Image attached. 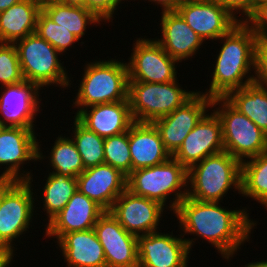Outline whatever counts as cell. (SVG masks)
Instances as JSON below:
<instances>
[{"instance_id":"836d02e7","label":"cell","mask_w":267,"mask_h":267,"mask_svg":"<svg viewBox=\"0 0 267 267\" xmlns=\"http://www.w3.org/2000/svg\"><path fill=\"white\" fill-rule=\"evenodd\" d=\"M23 80L15 45L13 43H0L1 86L18 84Z\"/></svg>"},{"instance_id":"f546056e","label":"cell","mask_w":267,"mask_h":267,"mask_svg":"<svg viewBox=\"0 0 267 267\" xmlns=\"http://www.w3.org/2000/svg\"><path fill=\"white\" fill-rule=\"evenodd\" d=\"M48 155H50L47 156L50 163L48 165H51L52 172L78 177L85 170L82 157L70 136L63 137L62 134L58 136Z\"/></svg>"},{"instance_id":"277c9868","label":"cell","mask_w":267,"mask_h":267,"mask_svg":"<svg viewBox=\"0 0 267 267\" xmlns=\"http://www.w3.org/2000/svg\"><path fill=\"white\" fill-rule=\"evenodd\" d=\"M241 162L228 152L204 158L188 169L187 197L221 202L229 189L241 194Z\"/></svg>"},{"instance_id":"8992f818","label":"cell","mask_w":267,"mask_h":267,"mask_svg":"<svg viewBox=\"0 0 267 267\" xmlns=\"http://www.w3.org/2000/svg\"><path fill=\"white\" fill-rule=\"evenodd\" d=\"M13 44L24 80L37 84L42 90L45 89L43 87L52 85L61 90L71 87L70 79L73 78L68 76L64 62L58 57L63 55L37 33L34 32Z\"/></svg>"},{"instance_id":"7c38bea8","label":"cell","mask_w":267,"mask_h":267,"mask_svg":"<svg viewBox=\"0 0 267 267\" xmlns=\"http://www.w3.org/2000/svg\"><path fill=\"white\" fill-rule=\"evenodd\" d=\"M213 98L197 91L172 113L154 120L165 149L172 156L186 136L210 110Z\"/></svg>"},{"instance_id":"52a82bcc","label":"cell","mask_w":267,"mask_h":267,"mask_svg":"<svg viewBox=\"0 0 267 267\" xmlns=\"http://www.w3.org/2000/svg\"><path fill=\"white\" fill-rule=\"evenodd\" d=\"M33 179L28 181L0 180V246L15 252L14 244L20 236L29 232L33 222L34 201ZM34 194V195H33ZM35 197V198H34ZM14 243V244H13Z\"/></svg>"},{"instance_id":"74e56055","label":"cell","mask_w":267,"mask_h":267,"mask_svg":"<svg viewBox=\"0 0 267 267\" xmlns=\"http://www.w3.org/2000/svg\"><path fill=\"white\" fill-rule=\"evenodd\" d=\"M224 7L239 22L245 20L254 12V0H215ZM239 14V16H237ZM242 17H241V16ZM240 17V19L238 18Z\"/></svg>"},{"instance_id":"7402d4cb","label":"cell","mask_w":267,"mask_h":267,"mask_svg":"<svg viewBox=\"0 0 267 267\" xmlns=\"http://www.w3.org/2000/svg\"><path fill=\"white\" fill-rule=\"evenodd\" d=\"M75 118L88 130L104 138L127 132L134 122L129 100L89 106Z\"/></svg>"},{"instance_id":"4fadbf2b","label":"cell","mask_w":267,"mask_h":267,"mask_svg":"<svg viewBox=\"0 0 267 267\" xmlns=\"http://www.w3.org/2000/svg\"><path fill=\"white\" fill-rule=\"evenodd\" d=\"M165 209L159 202L126 189L109 212L126 231L138 237L158 231Z\"/></svg>"},{"instance_id":"ba28073f","label":"cell","mask_w":267,"mask_h":267,"mask_svg":"<svg viewBox=\"0 0 267 267\" xmlns=\"http://www.w3.org/2000/svg\"><path fill=\"white\" fill-rule=\"evenodd\" d=\"M212 108L221 122L225 152L242 162L267 151V134L224 97L213 98Z\"/></svg>"},{"instance_id":"d6986e66","label":"cell","mask_w":267,"mask_h":267,"mask_svg":"<svg viewBox=\"0 0 267 267\" xmlns=\"http://www.w3.org/2000/svg\"><path fill=\"white\" fill-rule=\"evenodd\" d=\"M106 211L77 190L65 207L46 223L44 237L57 239L66 233L92 229Z\"/></svg>"},{"instance_id":"f1b7e54d","label":"cell","mask_w":267,"mask_h":267,"mask_svg":"<svg viewBox=\"0 0 267 267\" xmlns=\"http://www.w3.org/2000/svg\"><path fill=\"white\" fill-rule=\"evenodd\" d=\"M43 185V194L40 193L43 202V211L48 222L55 217L67 204L73 194L78 190L77 177H68L57 172H50Z\"/></svg>"},{"instance_id":"6da1fadb","label":"cell","mask_w":267,"mask_h":267,"mask_svg":"<svg viewBox=\"0 0 267 267\" xmlns=\"http://www.w3.org/2000/svg\"><path fill=\"white\" fill-rule=\"evenodd\" d=\"M248 211L246 207L229 210L223 208L220 202H202L186 196L173 214L179 220L180 231L184 232L181 235H194L191 239L184 237L190 251L199 237L202 243L205 239L215 247L216 252L229 263L241 245L250 240V234L257 225Z\"/></svg>"},{"instance_id":"4dcf8cb0","label":"cell","mask_w":267,"mask_h":267,"mask_svg":"<svg viewBox=\"0 0 267 267\" xmlns=\"http://www.w3.org/2000/svg\"><path fill=\"white\" fill-rule=\"evenodd\" d=\"M71 138L82 157L84 169L104 163V137L88 130L75 117Z\"/></svg>"},{"instance_id":"1f68e13d","label":"cell","mask_w":267,"mask_h":267,"mask_svg":"<svg viewBox=\"0 0 267 267\" xmlns=\"http://www.w3.org/2000/svg\"><path fill=\"white\" fill-rule=\"evenodd\" d=\"M35 33L50 43L62 55L67 53L66 51H69L74 43L80 41L68 29L53 22L42 10L38 15Z\"/></svg>"},{"instance_id":"b9f144b4","label":"cell","mask_w":267,"mask_h":267,"mask_svg":"<svg viewBox=\"0 0 267 267\" xmlns=\"http://www.w3.org/2000/svg\"><path fill=\"white\" fill-rule=\"evenodd\" d=\"M23 0H0V12Z\"/></svg>"},{"instance_id":"d6a6232c","label":"cell","mask_w":267,"mask_h":267,"mask_svg":"<svg viewBox=\"0 0 267 267\" xmlns=\"http://www.w3.org/2000/svg\"><path fill=\"white\" fill-rule=\"evenodd\" d=\"M104 163L128 176L132 172V159L128 131L104 139Z\"/></svg>"},{"instance_id":"d590c367","label":"cell","mask_w":267,"mask_h":267,"mask_svg":"<svg viewBox=\"0 0 267 267\" xmlns=\"http://www.w3.org/2000/svg\"><path fill=\"white\" fill-rule=\"evenodd\" d=\"M123 1L126 0H86V8L94 12L105 23H110L113 21L112 18H114L113 15L118 5Z\"/></svg>"},{"instance_id":"7bdbcfd3","label":"cell","mask_w":267,"mask_h":267,"mask_svg":"<svg viewBox=\"0 0 267 267\" xmlns=\"http://www.w3.org/2000/svg\"><path fill=\"white\" fill-rule=\"evenodd\" d=\"M245 267H267V260L255 261L250 262L245 265Z\"/></svg>"},{"instance_id":"5b68a950","label":"cell","mask_w":267,"mask_h":267,"mask_svg":"<svg viewBox=\"0 0 267 267\" xmlns=\"http://www.w3.org/2000/svg\"><path fill=\"white\" fill-rule=\"evenodd\" d=\"M187 182L188 170L170 157L161 164L132 171L127 176V189L135 195L159 202L172 213L187 196Z\"/></svg>"},{"instance_id":"83f0119b","label":"cell","mask_w":267,"mask_h":267,"mask_svg":"<svg viewBox=\"0 0 267 267\" xmlns=\"http://www.w3.org/2000/svg\"><path fill=\"white\" fill-rule=\"evenodd\" d=\"M241 196L267 209V151L241 162Z\"/></svg>"},{"instance_id":"cb8c5ba5","label":"cell","mask_w":267,"mask_h":267,"mask_svg":"<svg viewBox=\"0 0 267 267\" xmlns=\"http://www.w3.org/2000/svg\"><path fill=\"white\" fill-rule=\"evenodd\" d=\"M57 245L68 267H107L103 246L93 228L66 233Z\"/></svg>"},{"instance_id":"603a6c76","label":"cell","mask_w":267,"mask_h":267,"mask_svg":"<svg viewBox=\"0 0 267 267\" xmlns=\"http://www.w3.org/2000/svg\"><path fill=\"white\" fill-rule=\"evenodd\" d=\"M128 141L132 171L161 164L172 157L151 122L134 121L128 129Z\"/></svg>"},{"instance_id":"8d00e7d4","label":"cell","mask_w":267,"mask_h":267,"mask_svg":"<svg viewBox=\"0 0 267 267\" xmlns=\"http://www.w3.org/2000/svg\"><path fill=\"white\" fill-rule=\"evenodd\" d=\"M244 23L257 38H267V3L260 4Z\"/></svg>"},{"instance_id":"5bb4252c","label":"cell","mask_w":267,"mask_h":267,"mask_svg":"<svg viewBox=\"0 0 267 267\" xmlns=\"http://www.w3.org/2000/svg\"><path fill=\"white\" fill-rule=\"evenodd\" d=\"M0 87L3 91L0 92L1 122L10 127L35 128L37 113L43 110L40 109L42 99L39 98L42 88L27 80Z\"/></svg>"},{"instance_id":"4316f807","label":"cell","mask_w":267,"mask_h":267,"mask_svg":"<svg viewBox=\"0 0 267 267\" xmlns=\"http://www.w3.org/2000/svg\"><path fill=\"white\" fill-rule=\"evenodd\" d=\"M267 134V88L251 83L224 97Z\"/></svg>"},{"instance_id":"7a4b0ae2","label":"cell","mask_w":267,"mask_h":267,"mask_svg":"<svg viewBox=\"0 0 267 267\" xmlns=\"http://www.w3.org/2000/svg\"><path fill=\"white\" fill-rule=\"evenodd\" d=\"M257 39L244 22L221 36L218 40L222 46L215 56L209 89L199 92L211 98L225 97L229 92L253 83Z\"/></svg>"},{"instance_id":"3957f363","label":"cell","mask_w":267,"mask_h":267,"mask_svg":"<svg viewBox=\"0 0 267 267\" xmlns=\"http://www.w3.org/2000/svg\"><path fill=\"white\" fill-rule=\"evenodd\" d=\"M84 66L77 95L73 97L75 102L72 100V106L78 109L74 117L83 108L92 105L129 100V75L126 62L110 57L109 60L100 59Z\"/></svg>"},{"instance_id":"e0dca14e","label":"cell","mask_w":267,"mask_h":267,"mask_svg":"<svg viewBox=\"0 0 267 267\" xmlns=\"http://www.w3.org/2000/svg\"><path fill=\"white\" fill-rule=\"evenodd\" d=\"M93 230L103 246L107 267H138V237L106 211Z\"/></svg>"},{"instance_id":"60d3db41","label":"cell","mask_w":267,"mask_h":267,"mask_svg":"<svg viewBox=\"0 0 267 267\" xmlns=\"http://www.w3.org/2000/svg\"><path fill=\"white\" fill-rule=\"evenodd\" d=\"M65 5L86 8V0H57Z\"/></svg>"},{"instance_id":"484cf974","label":"cell","mask_w":267,"mask_h":267,"mask_svg":"<svg viewBox=\"0 0 267 267\" xmlns=\"http://www.w3.org/2000/svg\"><path fill=\"white\" fill-rule=\"evenodd\" d=\"M42 11L53 22L68 29L79 40L85 35L87 27L91 24L93 26L98 24L99 26L104 22L87 8L65 5L57 0H49L43 3Z\"/></svg>"},{"instance_id":"ab89813d","label":"cell","mask_w":267,"mask_h":267,"mask_svg":"<svg viewBox=\"0 0 267 267\" xmlns=\"http://www.w3.org/2000/svg\"><path fill=\"white\" fill-rule=\"evenodd\" d=\"M14 255L15 253L12 252L10 249L0 246V267H10Z\"/></svg>"},{"instance_id":"ac0fdd59","label":"cell","mask_w":267,"mask_h":267,"mask_svg":"<svg viewBox=\"0 0 267 267\" xmlns=\"http://www.w3.org/2000/svg\"><path fill=\"white\" fill-rule=\"evenodd\" d=\"M224 151L222 126L216 113H206L172 155L187 170L194 164Z\"/></svg>"},{"instance_id":"ffe728a7","label":"cell","mask_w":267,"mask_h":267,"mask_svg":"<svg viewBox=\"0 0 267 267\" xmlns=\"http://www.w3.org/2000/svg\"><path fill=\"white\" fill-rule=\"evenodd\" d=\"M78 190L109 211L116 199L127 189V176L109 164L85 169L77 177Z\"/></svg>"},{"instance_id":"8fae6325","label":"cell","mask_w":267,"mask_h":267,"mask_svg":"<svg viewBox=\"0 0 267 267\" xmlns=\"http://www.w3.org/2000/svg\"><path fill=\"white\" fill-rule=\"evenodd\" d=\"M131 57L126 62L129 81L168 83L177 80L178 61L173 59L155 40L137 38ZM177 64V65H176Z\"/></svg>"},{"instance_id":"9a60e30c","label":"cell","mask_w":267,"mask_h":267,"mask_svg":"<svg viewBox=\"0 0 267 267\" xmlns=\"http://www.w3.org/2000/svg\"><path fill=\"white\" fill-rule=\"evenodd\" d=\"M175 11L203 42L217 41L239 23L215 0H185Z\"/></svg>"},{"instance_id":"9c48e42d","label":"cell","mask_w":267,"mask_h":267,"mask_svg":"<svg viewBox=\"0 0 267 267\" xmlns=\"http://www.w3.org/2000/svg\"><path fill=\"white\" fill-rule=\"evenodd\" d=\"M196 92L183 89L178 79L168 83L129 81L131 116L136 122L152 123L182 106Z\"/></svg>"},{"instance_id":"ee69618b","label":"cell","mask_w":267,"mask_h":267,"mask_svg":"<svg viewBox=\"0 0 267 267\" xmlns=\"http://www.w3.org/2000/svg\"><path fill=\"white\" fill-rule=\"evenodd\" d=\"M263 3H267V0H254V10Z\"/></svg>"},{"instance_id":"bcb514c9","label":"cell","mask_w":267,"mask_h":267,"mask_svg":"<svg viewBox=\"0 0 267 267\" xmlns=\"http://www.w3.org/2000/svg\"><path fill=\"white\" fill-rule=\"evenodd\" d=\"M35 1H37V2H39V3H41V4H43V3H46V2L49 1V0H35Z\"/></svg>"},{"instance_id":"f35d334b","label":"cell","mask_w":267,"mask_h":267,"mask_svg":"<svg viewBox=\"0 0 267 267\" xmlns=\"http://www.w3.org/2000/svg\"><path fill=\"white\" fill-rule=\"evenodd\" d=\"M147 1V0H144ZM148 2H153L157 6L160 5L162 12L175 11L179 6H181L185 0H148Z\"/></svg>"},{"instance_id":"30bf717a","label":"cell","mask_w":267,"mask_h":267,"mask_svg":"<svg viewBox=\"0 0 267 267\" xmlns=\"http://www.w3.org/2000/svg\"><path fill=\"white\" fill-rule=\"evenodd\" d=\"M37 136L35 128L5 126L0 132V167L5 166L0 174V180L28 181L33 179L31 170L24 171V164L27 165L31 161L37 164V161L46 159Z\"/></svg>"},{"instance_id":"f6af8a7d","label":"cell","mask_w":267,"mask_h":267,"mask_svg":"<svg viewBox=\"0 0 267 267\" xmlns=\"http://www.w3.org/2000/svg\"><path fill=\"white\" fill-rule=\"evenodd\" d=\"M5 128V125L0 120V132Z\"/></svg>"},{"instance_id":"d4e9b609","label":"cell","mask_w":267,"mask_h":267,"mask_svg":"<svg viewBox=\"0 0 267 267\" xmlns=\"http://www.w3.org/2000/svg\"><path fill=\"white\" fill-rule=\"evenodd\" d=\"M41 10V3L23 0L0 12V43H14L34 33Z\"/></svg>"},{"instance_id":"44dd1931","label":"cell","mask_w":267,"mask_h":267,"mask_svg":"<svg viewBox=\"0 0 267 267\" xmlns=\"http://www.w3.org/2000/svg\"><path fill=\"white\" fill-rule=\"evenodd\" d=\"M161 14L162 35L154 40L179 63L193 58L203 46V40L176 11Z\"/></svg>"},{"instance_id":"2e32d148","label":"cell","mask_w":267,"mask_h":267,"mask_svg":"<svg viewBox=\"0 0 267 267\" xmlns=\"http://www.w3.org/2000/svg\"><path fill=\"white\" fill-rule=\"evenodd\" d=\"M179 236L173 231L138 236V267H188L190 250Z\"/></svg>"},{"instance_id":"e575fe53","label":"cell","mask_w":267,"mask_h":267,"mask_svg":"<svg viewBox=\"0 0 267 267\" xmlns=\"http://www.w3.org/2000/svg\"><path fill=\"white\" fill-rule=\"evenodd\" d=\"M253 82L267 88V38H258L255 46Z\"/></svg>"}]
</instances>
